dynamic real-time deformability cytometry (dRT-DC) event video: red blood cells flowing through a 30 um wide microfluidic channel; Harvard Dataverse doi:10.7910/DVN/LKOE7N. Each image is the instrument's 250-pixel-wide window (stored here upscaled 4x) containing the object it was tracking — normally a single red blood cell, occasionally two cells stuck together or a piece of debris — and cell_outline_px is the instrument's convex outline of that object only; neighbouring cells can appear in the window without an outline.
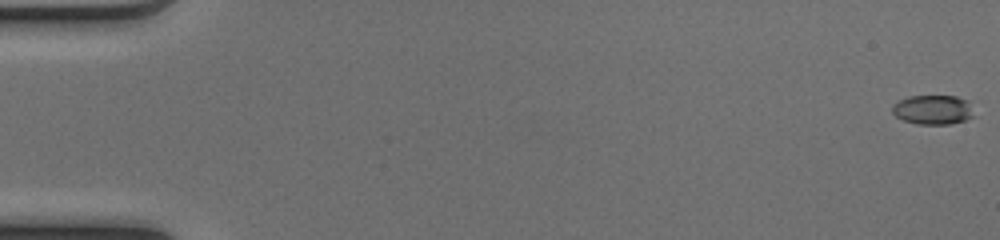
{"species": "common noctule bat (a hibernating species)", "species_latin": "Nyctalus noctula", "temperature_condition": "cold", "stored_images_in_passage": 51, "camera_frame_rate_fps": 3000, "um_per_image_px": 0.085, "animal": {"sex": "female", "body_mass_g": 17.0, "forearm_length_mm": 48.0}, "frame": {"image": 1, "passage_image": 1, "time_ms": 0.0, "image_size_px": [1000, 240], "cell_outline_px": [[976, 116], [964, 120], [948, 124], [916, 124], [904, 120], [896, 116], [892, 112], [892, 104], [908, 96], [956, 96], [964, 100]], "centroid_in_image_um": [79.26, 9.33], "position_along_channel_um": 5.7, "area_um2": 13.81}}
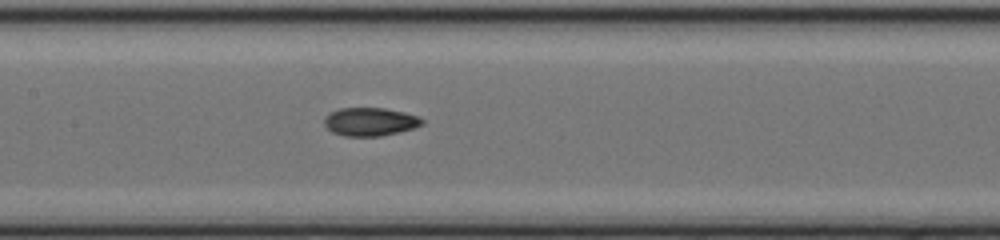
{"frame": {"image": 2, "passage_image": 26, "time_ms": 8.333, "image_size_px": [1000, 240], "cell_outline_px": [[424, 124], [400, 132], [380, 136], [344, 136], [332, 132], [324, 124], [324, 116], [328, 112], [340, 108], [384, 108], [404, 112], [420, 116], [424, 120]], "centroid_in_image_um": [31.45, 10.34], "position_along_channel_um": 175.9, "area_um2": 16.3}}
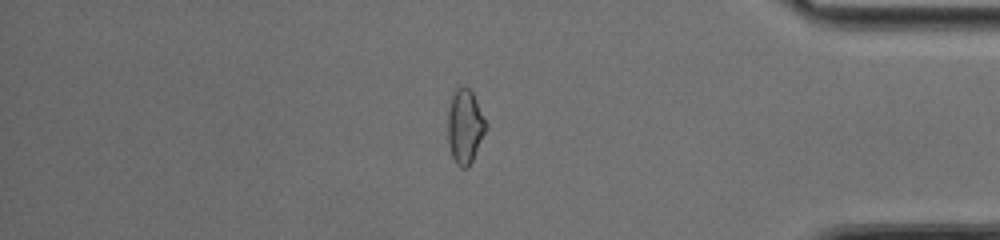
{"frame": {"image": 3, "passage_image": 44, "time_ms": 14.333, "image_size_px": [1000, 240], "cell_outline_px": [[488, 128], [468, 168], [460, 168], [456, 164], [452, 156], [448, 144], [448, 112], [452, 96], [456, 88], [460, 84], [464, 84], [472, 92], [488, 124]], "centroid_in_image_um": [39.53, 10.74], "position_along_channel_um": 395.7, "area_um2": 16.7}, "authors_computed_cell_mechanics": {"area_um2": 15.7794, "velocity_mm_per_s": 4.1354, "shape_relaxation_time_tau1_ms": null, "shape_relaxation_time_tau2_ms": 2.1644, "deformation_change_tau1": null, "deformation_change_tau2": 0.0797}}